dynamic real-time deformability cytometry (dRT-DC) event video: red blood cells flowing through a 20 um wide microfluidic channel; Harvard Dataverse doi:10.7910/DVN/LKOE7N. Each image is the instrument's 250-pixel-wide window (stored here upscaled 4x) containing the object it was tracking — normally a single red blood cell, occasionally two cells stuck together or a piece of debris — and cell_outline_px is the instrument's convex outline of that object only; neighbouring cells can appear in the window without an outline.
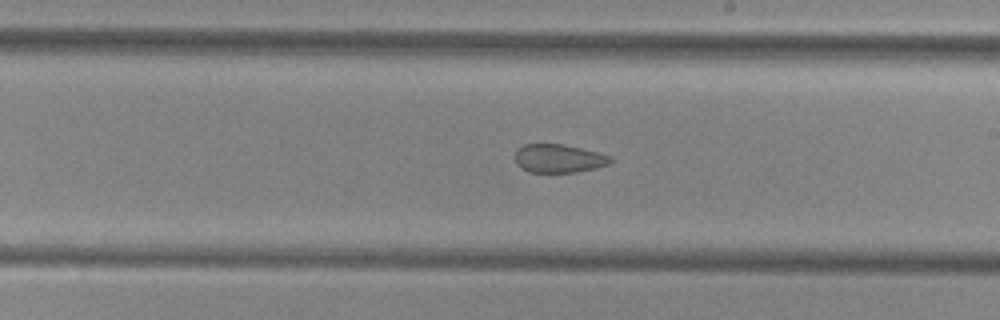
{"species": "common noctule bat (a hibernating species)", "species_latin": "Nyctalus noctula", "temperature_condition": "cold", "stored_images_in_passage": 53, "camera_frame_rate_fps": 3000, "um_per_image_px": 0.085, "animal": {"sex": "female", "body_mass_g": 29.2, "forearm_length_mm": 56.3}, "frame": {"image": 1, "passage_image": 31, "time_ms": 10.0, "image_size_px": [1000, 320], "cell_outline_px": [[612, 164], [596, 168], [576, 172], [528, 172], [520, 168], [516, 164], [516, 148], [524, 144], [564, 144], [612, 156]], "centroid_in_image_um": [47.49, 13.47], "position_along_channel_um": 241.5, "area_um2": 15.95}}
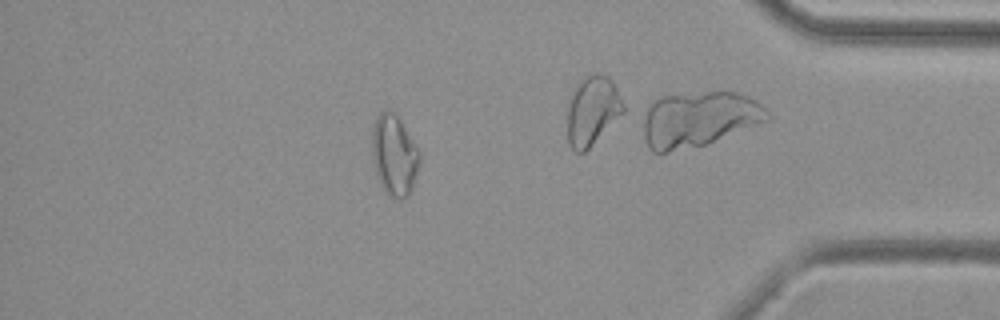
{"frame": {"image": 2, "passage_image": 46, "time_ms": 15.0, "image_size_px": [1000, 320], "cell_outline_px": [[420, 164], [412, 188], [408, 196], [404, 200], [396, 200], [388, 196], [384, 192], [376, 176], [372, 160], [372, 128], [376, 116], [380, 112], [388, 108], [400, 120], [420, 148]], "centroid_in_image_um": [33.51, 13.23], "position_along_channel_um": 401.7, "area_um2": 23.12}}